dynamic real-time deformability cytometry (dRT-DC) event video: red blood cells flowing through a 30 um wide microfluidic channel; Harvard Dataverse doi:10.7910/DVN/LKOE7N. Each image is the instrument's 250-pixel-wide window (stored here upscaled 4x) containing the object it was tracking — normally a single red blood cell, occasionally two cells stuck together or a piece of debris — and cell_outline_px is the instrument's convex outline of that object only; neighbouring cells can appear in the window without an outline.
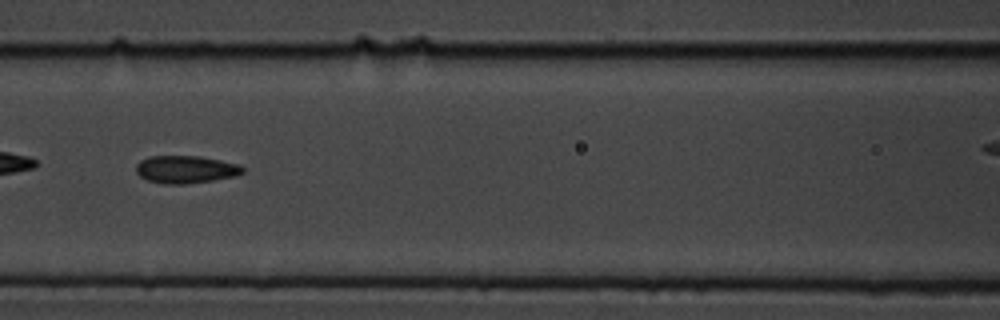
{"species": "common noctule bat (a hibernating species)", "species_latin": "Nyctalus noctula", "temperature_condition": "cold", "stored_images_in_passage": 9, "segment_of_instrument_passage": [1, 2], "camera_frame_rate_fps": 3000, "um_per_image_px": 0.085, "animal": {"sex": "male", "body_mass_g": 19.5, "forearm_length_mm": 54.6}, "frame": {"image": 1, "passage_image": 7, "time_ms": 2.0, "image_size_px": [1000, 320], "cell_outline_px": [[244, 172], [236, 176], [212, 180], [184, 184], [164, 184], [148, 180], [140, 176], [136, 172], [136, 164], [140, 160], [148, 156], [200, 156], [240, 164], [244, 168]], "centroid_in_image_um": [15.78, 14.39], "position_along_channel_um": 150.8, "area_um2": 17.22}}
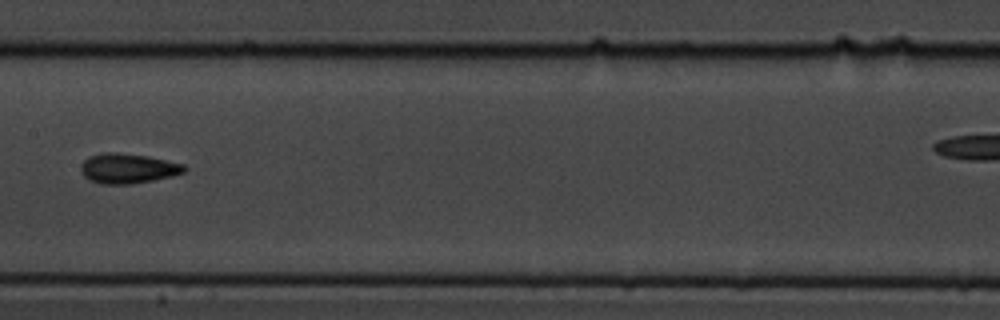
{"frame": {"image": 2, "passage_image": 8, "time_ms": 2.333, "image_size_px": [1000, 320], "cell_outline_px": [[188, 168], [184, 172], [172, 176], [152, 180], [128, 184], [100, 184], [88, 180], [80, 172], [80, 164], [88, 156], [104, 152], [116, 152], [148, 156], [184, 164]], "centroid_in_image_um": [10.83, 14.31], "position_along_channel_um": 196.6, "area_um2": 18.21}}